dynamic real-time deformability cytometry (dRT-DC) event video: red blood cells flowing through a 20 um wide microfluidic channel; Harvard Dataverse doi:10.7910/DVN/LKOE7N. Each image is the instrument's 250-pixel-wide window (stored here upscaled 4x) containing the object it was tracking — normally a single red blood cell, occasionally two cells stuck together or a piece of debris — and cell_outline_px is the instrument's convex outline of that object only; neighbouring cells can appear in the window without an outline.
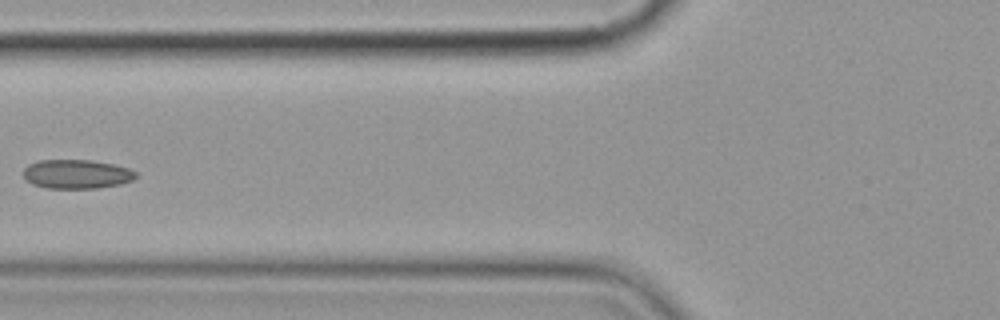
{"species": "common noctule bat (a hibernating species)", "species_latin": "Nyctalus noctula", "temperature_condition": "cold", "stored_images_in_passage": 9, "camera_frame_rate_fps": 3000, "um_per_image_px": 0.085, "animal": {"sex": "female", "body_mass_g": 19.9}, "frame": {"image": 1, "passage_image": 6, "time_ms": 6.667, "image_size_px": [1000, 320], "cell_outline_px": [[136, 176], [132, 180], [120, 184], [96, 188], [48, 188], [32, 184], [24, 176], [24, 168], [28, 164], [40, 160], [92, 160], [112, 164], [128, 168], [136, 172]], "centroid_in_image_um": [6.51, 14.79], "position_along_channel_um": 119.3, "area_um2": 18.9}}
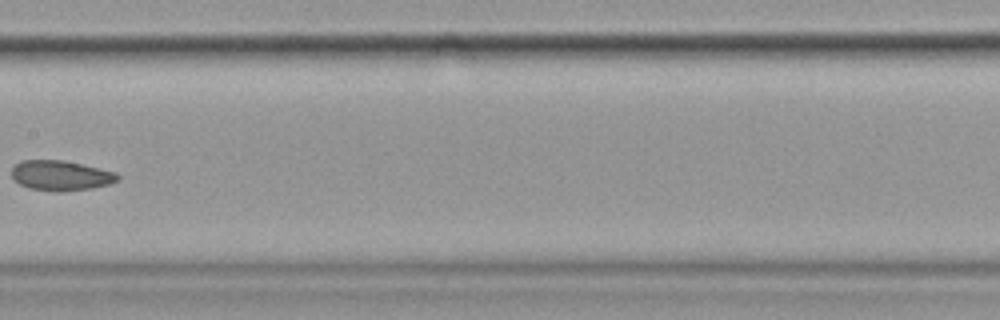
{"frame": {"image": 2, "passage_image": 8, "time_ms": 9.0, "image_size_px": [1000, 320], "cell_outline_px": [[120, 180], [108, 184], [92, 188], [28, 188], [20, 184], [12, 176], [12, 168], [20, 160], [64, 160], [116, 172], [120, 176]], "centroid_in_image_um": [5.18, 14.85], "position_along_channel_um": 202.2, "area_um2": 17.63}}
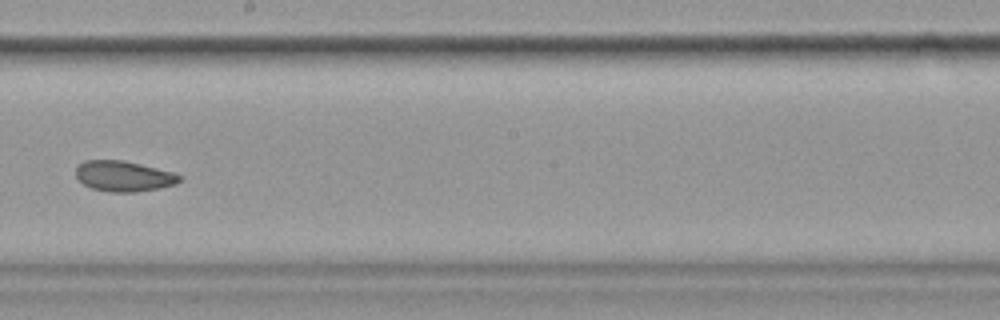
{"frame": {"image": 3, "passage_image": 9, "time_ms": 10.0, "image_size_px": [1000, 320], "cell_outline_px": [[180, 180], [176, 184], [160, 188], [136, 192], [112, 192], [92, 188], [84, 184], [76, 176], [76, 168], [84, 160], [124, 160], [172, 172], [180, 176]], "centroid_in_image_um": [10.5, 14.97], "position_along_channel_um": 237.7, "area_um2": 18.26}}